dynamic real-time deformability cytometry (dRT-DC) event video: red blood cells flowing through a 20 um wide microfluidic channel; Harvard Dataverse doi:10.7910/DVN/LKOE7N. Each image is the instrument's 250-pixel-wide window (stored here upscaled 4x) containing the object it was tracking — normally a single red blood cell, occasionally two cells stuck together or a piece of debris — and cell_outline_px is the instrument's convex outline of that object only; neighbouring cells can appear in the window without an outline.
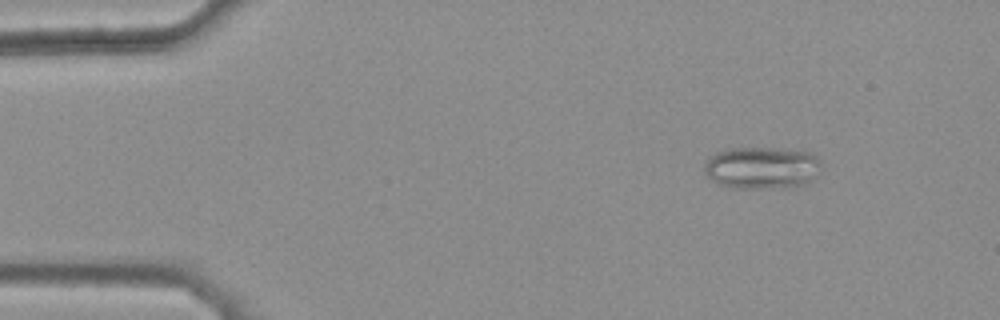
{"species": "common noctule bat (a hibernating species)", "species_latin": "Nyctalus noctula", "temperature_condition": "warm", "stored_images_in_passage": 9, "camera_frame_rate_fps": 3000, "um_per_image_px": 0.085, "animal": {"sex": "female", "body_mass_g": 25.1}, "frame": {"image": 1, "passage_image": 1, "time_ms": 0.0, "image_size_px": [1000, 320], "cell_outline_px": [[820, 172], [808, 184], [784, 188], [732, 188], [716, 184], [704, 172], [704, 164], [716, 152], [732, 148], [784, 148], [812, 152], [820, 160]], "centroid_in_image_um": [64.8, 14.27], "position_along_channel_um": 20.2, "area_um2": 29.25}}